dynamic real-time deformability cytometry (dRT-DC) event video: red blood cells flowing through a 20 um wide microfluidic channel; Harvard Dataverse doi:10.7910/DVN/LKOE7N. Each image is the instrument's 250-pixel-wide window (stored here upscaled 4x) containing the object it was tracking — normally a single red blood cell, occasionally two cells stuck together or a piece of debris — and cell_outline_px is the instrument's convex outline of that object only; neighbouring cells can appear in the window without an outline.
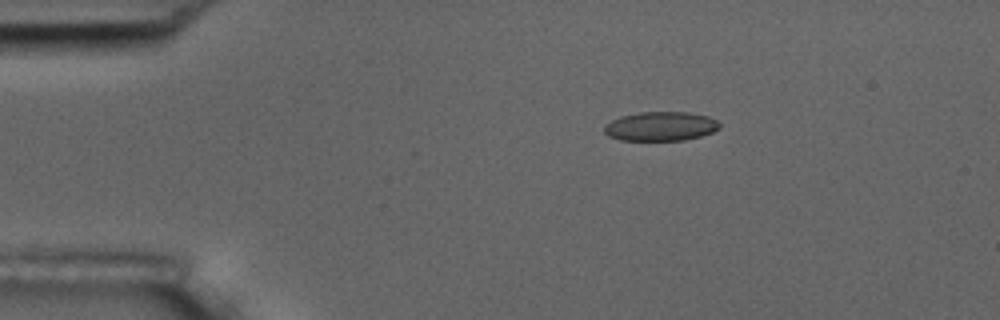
{"species": "common noctule bat (a hibernating species)", "species_latin": "Nyctalus noctula", "temperature_condition": "room temperature", "stored_images_in_passage": 5, "camera_frame_rate_fps": 3000, "um_per_image_px": 0.085, "animal": {"sex": "male", "body_mass_g": 17.5, "forearm_length_mm": 52.3}, "frame": {"image": 1, "passage_image": 5, "time_ms": 1.333, "image_size_px": [1000, 320], "cell_outline_px": [[720, 128], [712, 132], [700, 136], [684, 140], [620, 140], [608, 136], [604, 132], [604, 124], [620, 116], [640, 112], [688, 112], [708, 116], [716, 120], [720, 124]], "centroid_in_image_um": [56.14, 10.73], "position_along_channel_um": 28.9, "area_um2": 19.65}}